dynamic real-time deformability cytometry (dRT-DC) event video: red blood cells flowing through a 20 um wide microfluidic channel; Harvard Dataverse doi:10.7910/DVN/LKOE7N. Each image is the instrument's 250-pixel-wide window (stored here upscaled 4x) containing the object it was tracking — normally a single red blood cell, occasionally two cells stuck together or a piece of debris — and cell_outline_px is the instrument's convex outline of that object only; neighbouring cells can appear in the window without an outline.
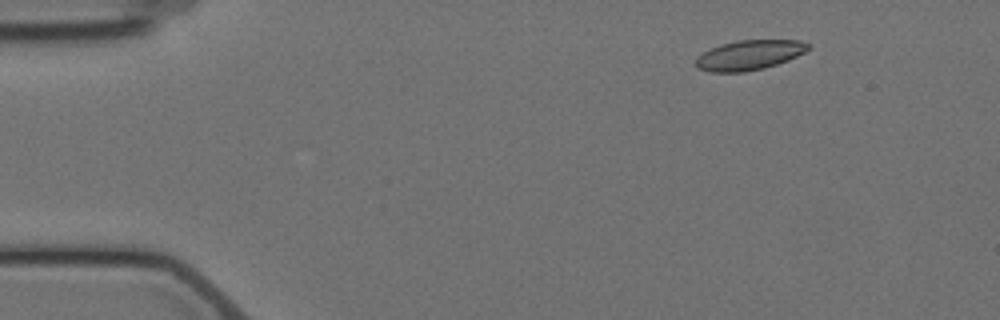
{"species": "Egyptian fruit bat (a non-hibernating species)", "species_latin": "Rousettus aegyptiacus", "temperature_condition": "cold", "stored_images_in_passage": 5, "camera_frame_rate_fps": 3000, "um_per_image_px": 0.085, "animal": {"sex": "female"}, "frame": {"image": 1, "passage_image": 2, "time_ms": 2.0, "image_size_px": [1000, 320], "cell_outline_px": [[812, 48], [788, 60], [764, 68], [744, 72], [708, 72], [700, 68], [696, 64], [696, 56], [720, 44], [736, 40], [800, 40], [812, 44]], "centroid_in_image_um": [63.72, 4.67], "position_along_channel_um": 21.3, "area_um2": 19.59}}
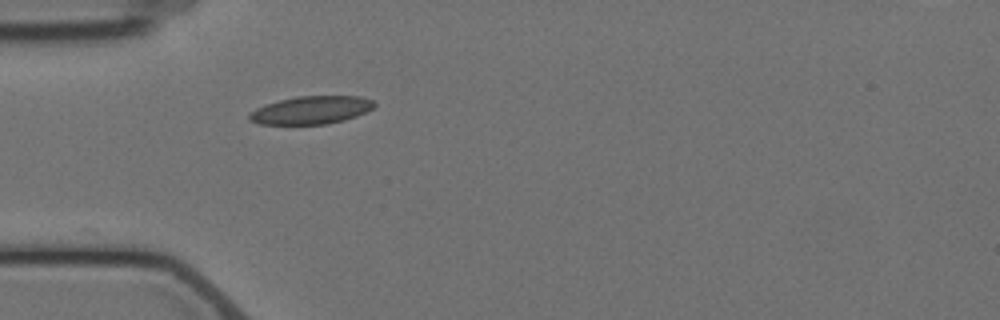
{"frame": {"image": 2, "passage_image": 5, "time_ms": 5.333, "image_size_px": [1000, 320], "cell_outline_px": [[376, 104], [372, 108], [356, 116], [344, 120], [328, 124], [260, 124], [248, 120], [248, 116], [256, 108], [280, 100], [296, 96], [360, 96], [372, 100]], "centroid_in_image_um": [26.45, 9.36], "position_along_channel_um": 58.5, "area_um2": 20.17}}